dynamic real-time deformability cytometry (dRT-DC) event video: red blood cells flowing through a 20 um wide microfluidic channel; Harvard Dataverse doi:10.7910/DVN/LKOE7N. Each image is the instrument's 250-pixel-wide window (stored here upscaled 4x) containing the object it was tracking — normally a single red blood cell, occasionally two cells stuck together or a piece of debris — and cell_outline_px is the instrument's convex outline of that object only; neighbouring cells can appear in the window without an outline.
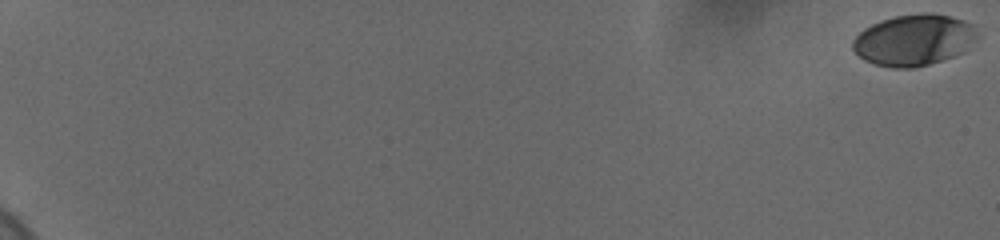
{"species": "human", "species_latin": "Homo sapiens", "temperature_condition": "cold", "stored_images_in_passage": 56, "camera_frame_rate_fps": 3000, "um_per_image_px": 0.085, "donor": {"sex": "female"}, "frame": {"image": 1, "passage_image": 1, "time_ms": 0.0, "image_size_px": [1000, 240], "cell_outline_px": [[980, 36], [964, 52], [928, 64], [912, 68], [892, 68], [872, 64], [864, 60], [852, 48], [852, 40], [864, 28], [880, 20], [896, 16], [924, 12], [932, 12], [964, 20], [976, 24]], "centroid_in_image_um": [77.72, 3.39], "position_along_channel_um": 7.3, "area_um2": 37.63}}
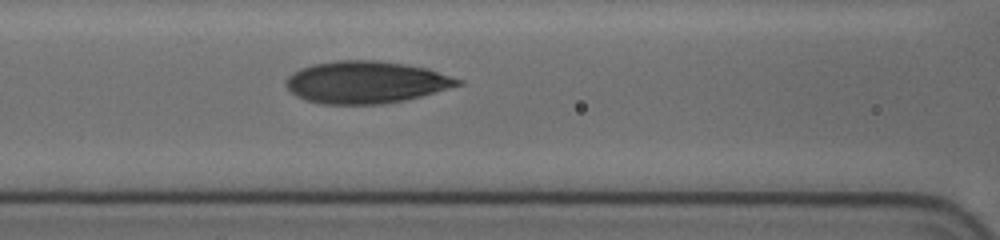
{"frame": {"image": 2, "passage_image": 31, "time_ms": 10.0, "image_size_px": [1000, 240], "cell_outline_px": [[464, 84], [420, 96], [404, 100], [384, 104], [324, 104], [304, 100], [296, 96], [284, 84], [284, 80], [292, 72], [300, 68], [312, 64], [336, 60], [376, 60], [404, 64], [428, 68], [464, 80]], "centroid_in_image_um": [31.09, 6.98], "position_along_channel_um": 135.5, "area_um2": 42.48}}
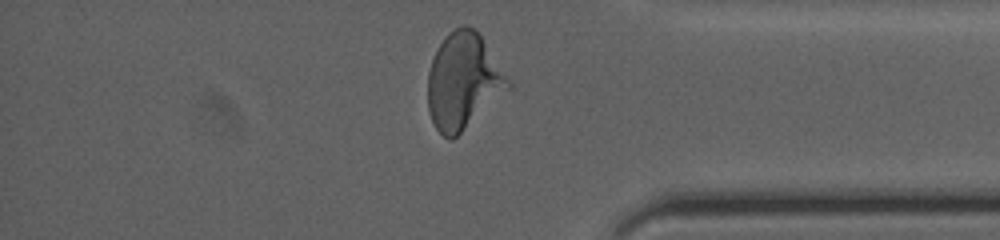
{"frame": {"image": 3, "passage_image": 53, "time_ms": 17.333, "image_size_px": [1000, 240], "cell_outline_px": [[512, 88], [452, 140], [448, 140], [436, 128], [428, 112], [428, 72], [432, 60], [444, 36], [448, 32], [464, 24], [476, 28], [512, 84]], "centroid_in_image_um": [39.38, 6.9], "position_along_channel_um": 395.8, "area_um2": 44.91}, "authors_computed_cell_mechanics": {"area_um2": 40.4311, "velocity_mm_per_s": 3.6824, "shape_relaxation_time_tau1_ms": 5.6171, "shape_relaxation_time_tau2_ms": 1.0163, "deformation_change_tau1": 0.1881, "deformation_change_tau2": 0.0683}}